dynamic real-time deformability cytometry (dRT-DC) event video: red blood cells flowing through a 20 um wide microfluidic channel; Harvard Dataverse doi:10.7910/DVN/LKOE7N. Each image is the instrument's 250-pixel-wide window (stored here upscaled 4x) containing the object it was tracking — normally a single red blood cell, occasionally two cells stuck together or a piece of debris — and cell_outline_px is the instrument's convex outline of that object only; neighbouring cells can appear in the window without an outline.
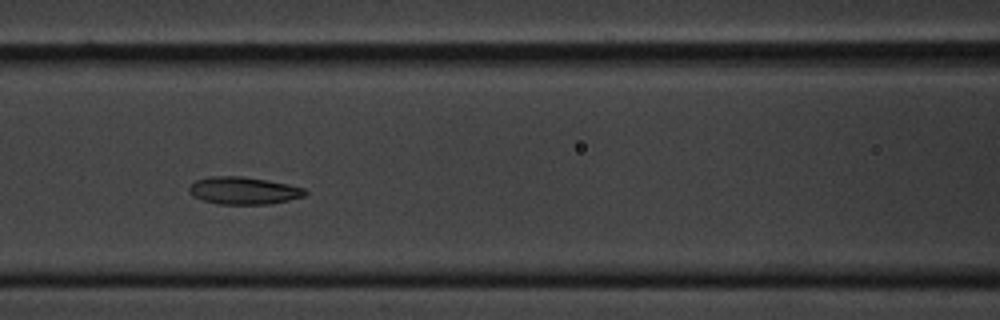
{"species": "common noctule bat (a hibernating species)", "species_latin": "Nyctalus noctula", "temperature_condition": "cold", "stored_images_in_passage": 7, "camera_frame_rate_fps": 3000, "um_per_image_px": 0.085, "animal": {"sex": "male", "body_mass_g": 20.1, "forearm_length_mm": 53.5}, "frame": {"image": 1, "passage_image": 5, "time_ms": 1.333, "image_size_px": [1000, 320], "cell_outline_px": [[308, 192], [304, 196], [288, 200], [268, 204], [216, 204], [200, 200], [192, 196], [188, 192], [188, 188], [196, 180], [208, 176], [244, 176], [288, 184], [304, 188]], "centroid_in_image_um": [20.66, 16.2], "position_along_channel_um": 145.9, "area_um2": 18.67}}
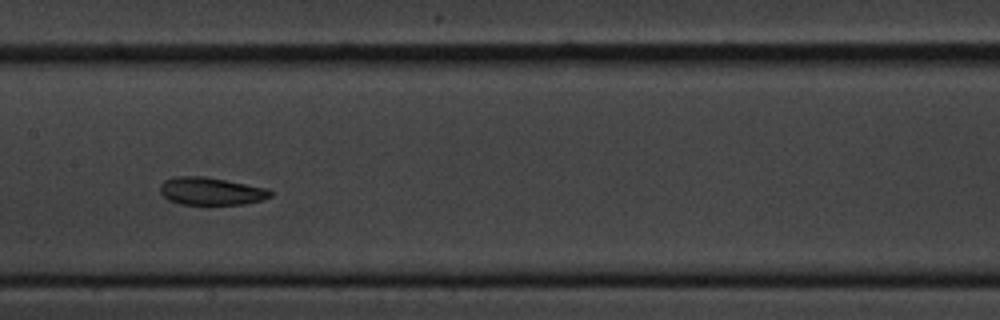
{"frame": {"image": 2, "passage_image": 6, "time_ms": 1.667, "image_size_px": [1000, 320], "cell_outline_px": [[272, 196], [260, 200], [244, 204], [180, 204], [168, 200], [160, 192], [160, 184], [164, 180], [176, 176], [204, 176], [268, 188], [272, 192]], "centroid_in_image_um": [17.92, 16.24], "position_along_channel_um": 189.5, "area_um2": 17.74}}
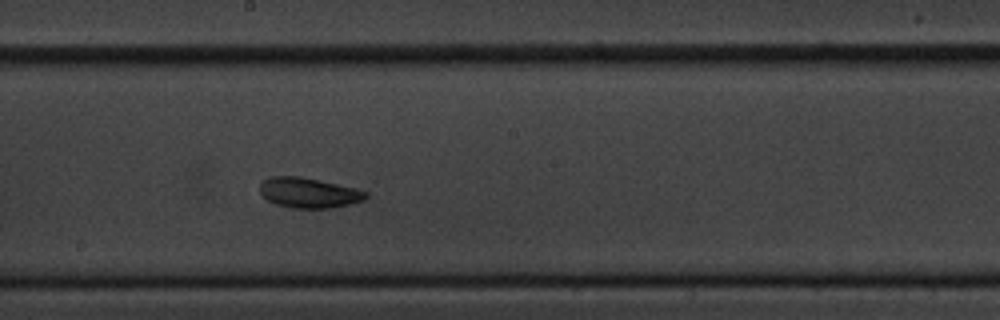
{"frame": {"image": 3, "passage_image": 7, "time_ms": 2.0, "image_size_px": [1000, 320], "cell_outline_px": [[368, 196], [364, 200], [352, 204], [332, 208], [292, 208], [276, 204], [268, 200], [260, 192], [260, 184], [264, 180], [272, 176], [300, 176], [320, 180], [368, 192]], "centroid_in_image_um": [26.25, 16.39], "position_along_channel_um": 222.0, "area_um2": 18.55}}